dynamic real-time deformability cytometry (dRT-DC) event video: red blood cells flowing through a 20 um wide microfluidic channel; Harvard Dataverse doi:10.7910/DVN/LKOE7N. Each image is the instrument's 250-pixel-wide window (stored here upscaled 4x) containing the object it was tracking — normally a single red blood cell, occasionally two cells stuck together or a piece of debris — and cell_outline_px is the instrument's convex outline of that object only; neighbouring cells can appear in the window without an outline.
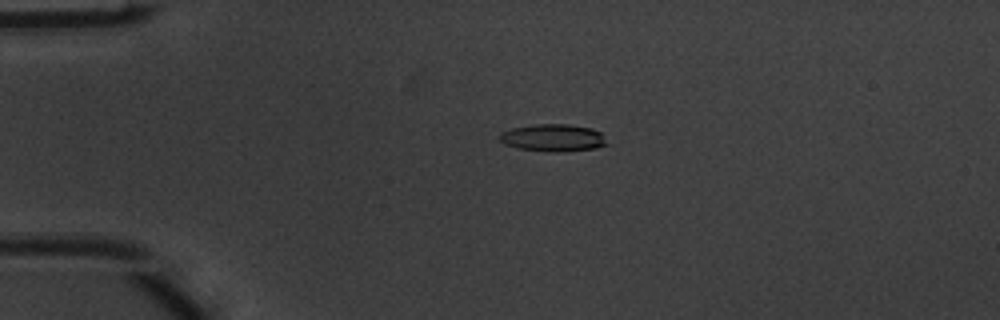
{"species": "common noctule bat (a hibernating species)", "species_latin": "Nyctalus noctula", "temperature_condition": "warm", "stored_images_in_passage": 40, "camera_frame_rate_fps": 3000, "um_per_image_px": 0.085, "animal": {"sex": "male", "body_mass_g": 20.1, "forearm_length_mm": 53.5}, "frame": {"image": 1, "passage_image": 1, "time_ms": 0.0, "image_size_px": [1000, 320], "cell_outline_px": [[608, 144], [596, 148], [564, 152], [548, 152], [516, 148], [504, 144], [500, 140], [500, 132], [512, 128], [532, 124], [568, 124], [592, 128], [600, 132]], "centroid_in_image_um": [46.99, 11.72], "position_along_channel_um": 38.0, "area_um2": 17.28}}
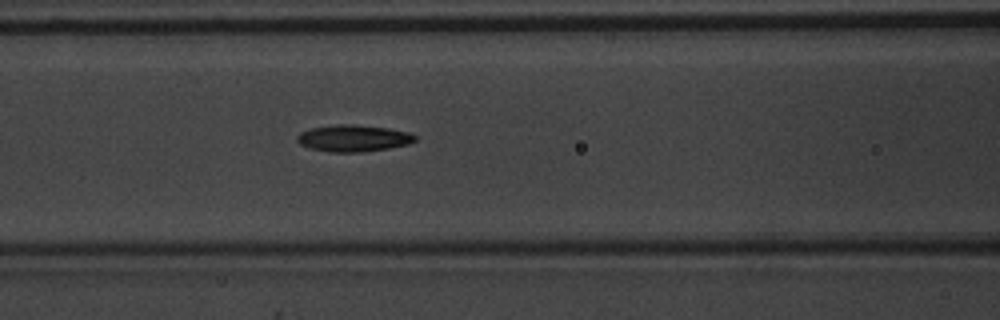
{"frame": {"image": 2, "passage_image": 11, "time_ms": 3.333, "image_size_px": [1000, 320], "cell_outline_px": [[416, 140], [408, 144], [388, 148], [364, 152], [328, 152], [308, 148], [300, 144], [296, 140], [296, 136], [300, 132], [312, 128], [336, 124], [352, 124], [388, 128], [408, 132], [416, 136]], "centroid_in_image_um": [30.0, 11.75], "position_along_channel_um": 136.6, "area_um2": 18.44}}
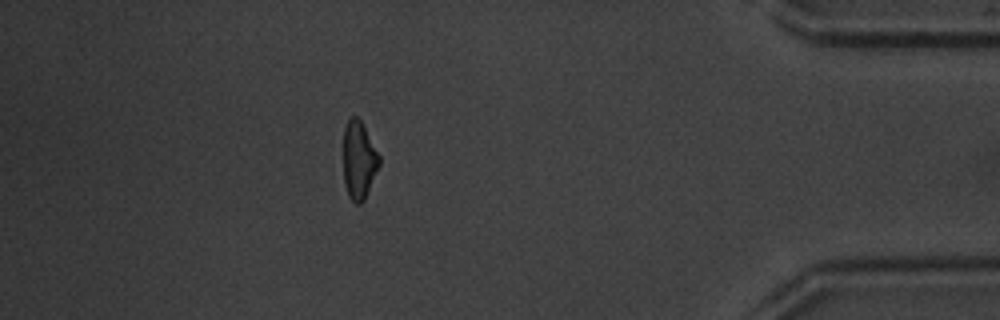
{"frame": {"image": 3, "passage_image": 34, "time_ms": 11.0, "image_size_px": [1000, 320], "cell_outline_px": [[380, 164], [364, 200], [360, 204], [356, 204], [348, 196], [344, 184], [344, 128], [348, 120], [352, 116], [356, 116], [360, 120], [380, 156]], "centroid_in_image_um": [30.5, 13.64], "position_along_channel_um": 404.7, "area_um2": 16.13}, "authors_computed_cell_mechanics": {"area_um2": 17.0221, "velocity_mm_per_s": 4.0419, "shape_relaxation_time_tau1_ms": 5.469, "shape_relaxation_time_tau2_ms": 5.3409, "deformation_change_tau1": 0.1866, "deformation_change_tau2": 0.1447}}